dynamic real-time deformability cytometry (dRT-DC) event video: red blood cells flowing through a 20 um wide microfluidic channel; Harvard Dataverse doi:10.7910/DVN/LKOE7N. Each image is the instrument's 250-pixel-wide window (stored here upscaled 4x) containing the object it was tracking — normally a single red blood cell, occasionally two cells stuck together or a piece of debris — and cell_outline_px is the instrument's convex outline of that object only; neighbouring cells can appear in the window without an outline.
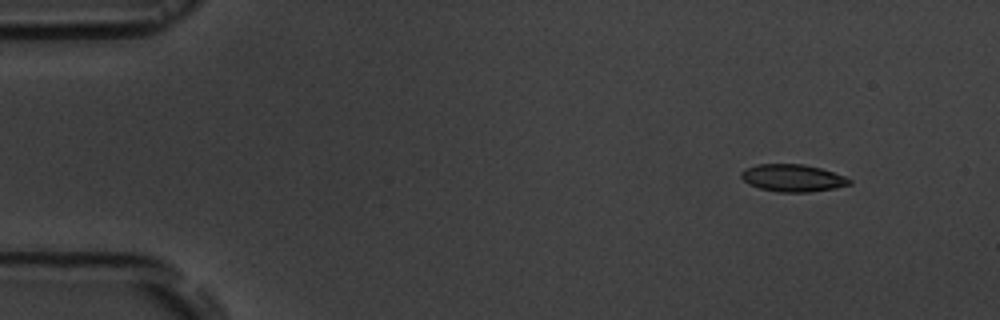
{"species": "common noctule bat (a hibernating species)", "species_latin": "Nyctalus noctula", "temperature_condition": "room temperature", "stored_images_in_passage": 3, "camera_frame_rate_fps": 3000, "um_per_image_px": 0.085, "animal": {"sex": "male", "body_mass_g": 19.5, "forearm_length_mm": 54.6}, "frame": {"image": 1, "passage_image": 1, "time_ms": 0.0, "image_size_px": [1000, 320], "cell_outline_px": [[852, 184], [836, 188], [808, 192], [780, 192], [760, 188], [748, 184], [740, 176], [740, 172], [744, 168], [756, 164], [804, 164], [820, 168], [844, 176], [852, 180]], "centroid_in_image_um": [67.36, 15.12], "position_along_channel_um": 17.6, "area_um2": 17.28}}